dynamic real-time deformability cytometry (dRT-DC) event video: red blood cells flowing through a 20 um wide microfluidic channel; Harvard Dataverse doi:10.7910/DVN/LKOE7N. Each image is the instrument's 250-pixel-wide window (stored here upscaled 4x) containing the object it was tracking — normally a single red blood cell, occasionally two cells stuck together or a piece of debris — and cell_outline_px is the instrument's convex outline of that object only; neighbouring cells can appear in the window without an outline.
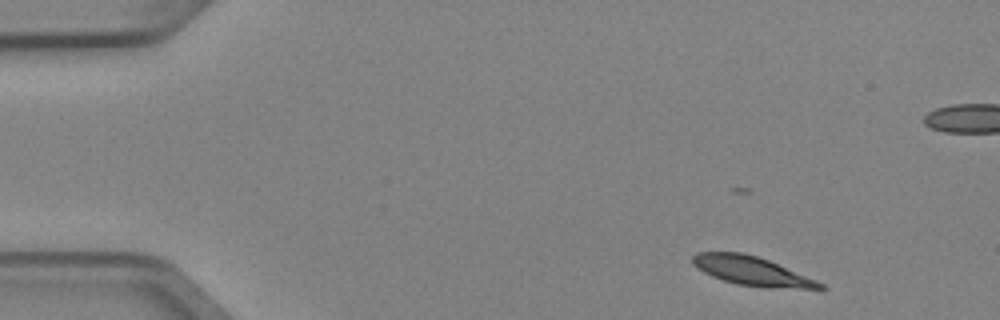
{"species": "Egyptian fruit bat (a non-hibernating species)", "species_latin": "Rousettus aegyptiacus", "temperature_condition": "cold", "stored_images_in_passage": 6, "camera_frame_rate_fps": 3000, "um_per_image_px": 0.085, "animal": {"sex": "female"}, "frame": {"image": 1, "passage_image": 2, "time_ms": 0.333, "image_size_px": [1000, 320], "cell_outline_px": [[828, 288], [764, 288], [736, 284], [712, 276], [696, 268], [692, 264], [692, 256], [696, 252], [744, 252], [768, 260], [816, 280], [824, 284]], "centroid_in_image_um": [63.86, 23.03], "position_along_channel_um": 21.1, "area_um2": 21.39}}
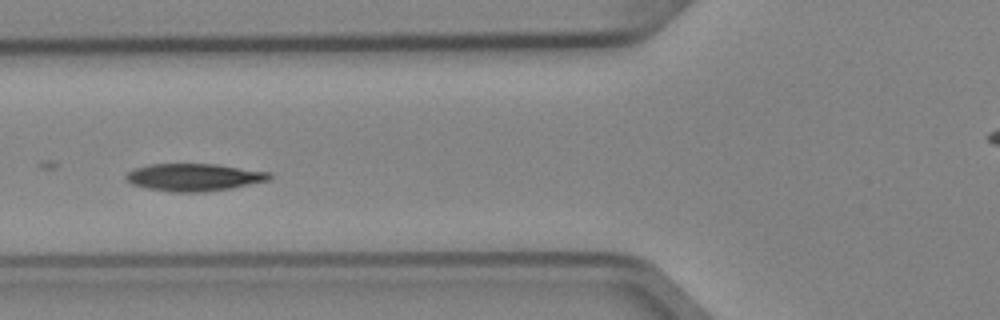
{"frame": {"image": 2, "passage_image": 6, "time_ms": 1.667, "image_size_px": [1000, 320], "cell_outline_px": [[276, 176], [268, 180], [232, 188], [204, 192], [172, 192], [148, 188], [132, 184], [124, 176], [128, 172], [136, 168], [148, 164], [216, 164], [272, 172]], "centroid_in_image_um": [16.55, 15.06], "position_along_channel_um": 109.3, "area_um2": 23.0}}